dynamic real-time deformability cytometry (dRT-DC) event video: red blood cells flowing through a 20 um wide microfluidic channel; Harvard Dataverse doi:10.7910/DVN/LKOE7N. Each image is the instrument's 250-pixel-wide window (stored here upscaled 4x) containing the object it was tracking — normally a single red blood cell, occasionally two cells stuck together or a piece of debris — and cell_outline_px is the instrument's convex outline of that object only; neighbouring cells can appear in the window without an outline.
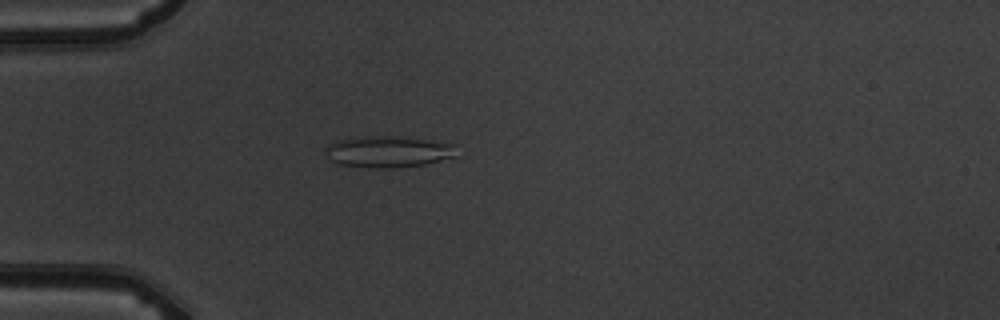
{"species": "common noctule bat (a hibernating species)", "species_latin": "Nyctalus noctula", "temperature_condition": "warm", "stored_images_in_passage": 3, "camera_frame_rate_fps": 3000, "um_per_image_px": 0.085, "animal": {"sex": "male", "body_mass_g": 19.5, "forearm_length_mm": 54.6}, "frame": {"image": 1, "passage_image": 1, "time_ms": 0.0, "image_size_px": [1000, 320], "cell_outline_px": [[460, 156], [424, 164], [392, 168], [376, 168], [340, 164], [332, 160], [324, 152], [324, 148], [336, 140], [380, 136], [388, 136], [424, 140], [456, 144]], "centroid_in_image_um": [33.06, 12.91], "position_along_channel_um": 51.9, "area_um2": 23.7}}